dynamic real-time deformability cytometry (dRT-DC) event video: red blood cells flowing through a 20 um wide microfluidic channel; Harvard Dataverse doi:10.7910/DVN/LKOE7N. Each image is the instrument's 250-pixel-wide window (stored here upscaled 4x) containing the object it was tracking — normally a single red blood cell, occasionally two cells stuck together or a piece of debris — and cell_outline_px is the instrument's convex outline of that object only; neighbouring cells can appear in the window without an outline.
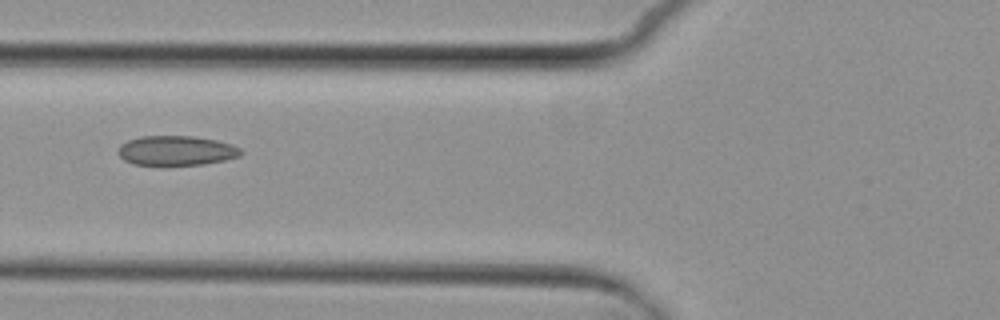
{"species": "common noctule bat (a hibernating species)", "species_latin": "Nyctalus noctula", "temperature_condition": "cold", "stored_images_in_passage": 2, "camera_frame_rate_fps": 3000, "um_per_image_px": 0.085, "animal": {"sex": "female", "body_mass_g": 29.2, "forearm_length_mm": 56.3}, "frame": {"image": 1, "passage_image": 2, "time_ms": 1.0, "image_size_px": [1000, 320], "cell_outline_px": [[244, 152], [240, 156], [224, 160], [204, 164], [164, 168], [132, 164], [124, 160], [116, 152], [120, 144], [128, 140], [140, 136], [192, 136], [216, 140], [232, 144], [240, 148]], "centroid_in_image_um": [14.94, 12.85], "position_along_channel_um": 110.9, "area_um2": 22.2}}